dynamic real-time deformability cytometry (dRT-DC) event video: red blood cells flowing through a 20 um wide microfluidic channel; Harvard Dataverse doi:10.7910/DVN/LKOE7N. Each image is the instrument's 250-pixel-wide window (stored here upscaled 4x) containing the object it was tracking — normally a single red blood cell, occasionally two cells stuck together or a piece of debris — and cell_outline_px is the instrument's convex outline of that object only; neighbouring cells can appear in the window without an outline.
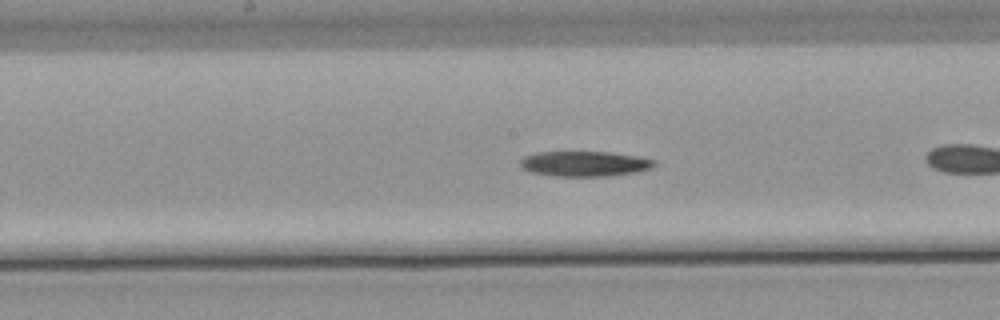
{"species": "common noctule bat (a hibernating species)", "species_latin": "Nyctalus noctula", "temperature_condition": "warm", "stored_images_in_passage": 27, "camera_frame_rate_fps": 3000, "um_per_image_px": 0.085, "animal": {"sex": "male", "body_mass_g": 21.5, "forearm_length_mm": 52.0}, "frame": {"image": 1, "passage_image": 12, "time_ms": 3.667, "image_size_px": [1000, 320], "cell_outline_px": [[656, 164], [652, 168], [636, 172], [608, 176], [556, 176], [532, 172], [524, 168], [520, 164], [520, 160], [524, 156], [536, 152], [608, 152], [636, 156], [656, 160]], "centroid_in_image_um": [49.71, 13.91], "position_along_channel_um": 198.5, "area_um2": 19.59}}